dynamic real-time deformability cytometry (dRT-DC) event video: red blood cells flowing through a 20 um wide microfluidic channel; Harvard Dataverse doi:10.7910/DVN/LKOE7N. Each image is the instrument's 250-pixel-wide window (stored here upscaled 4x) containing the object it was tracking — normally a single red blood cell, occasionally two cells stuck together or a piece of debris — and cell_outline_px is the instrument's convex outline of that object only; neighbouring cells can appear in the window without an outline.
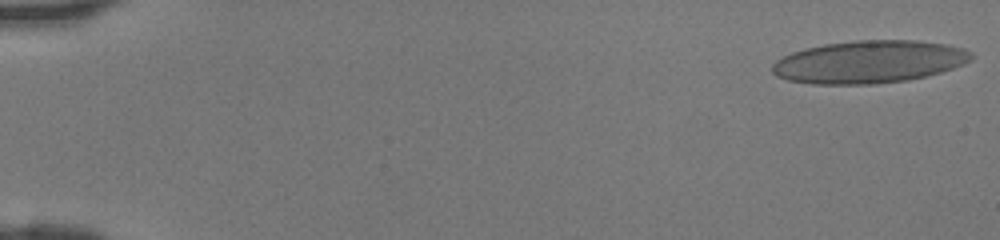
{"species": "human", "species_latin": "Homo sapiens", "temperature_condition": "room temperature", "stored_images_in_passage": 46, "camera_frame_rate_fps": 3000, "um_per_image_px": 0.085, "donor": {"sex": "female"}, "frame": {"image": 1, "passage_image": 1, "time_ms": 0.0, "image_size_px": [1000, 240], "cell_outline_px": [[972, 60], [964, 64], [940, 72], [908, 80], [872, 84], [812, 84], [788, 80], [776, 76], [772, 72], [772, 64], [776, 60], [792, 52], [804, 48], [824, 44], [856, 40], [920, 40], [948, 44], [964, 48], [972, 52]], "centroid_in_image_um": [73.88, 5.25], "position_along_channel_um": 11.1, "area_um2": 49.65}}
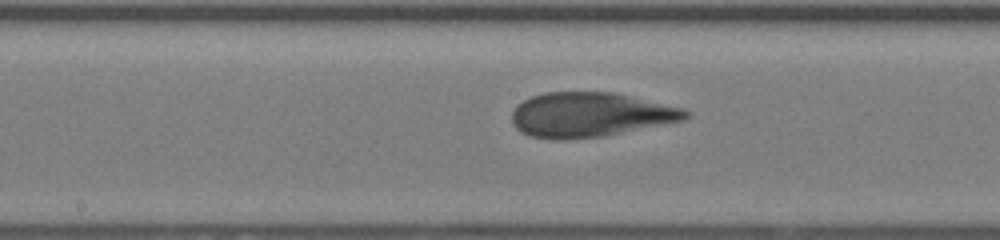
{"frame": {"image": 2, "passage_image": 25, "time_ms": 8.0, "image_size_px": [1000, 240], "cell_outline_px": [[692, 116], [684, 120], [604, 136], [560, 140], [552, 140], [528, 136], [520, 132], [512, 124], [512, 112], [516, 104], [532, 96], [544, 92], [616, 92], [684, 108], [692, 112]], "centroid_in_image_um": [50.16, 9.75], "position_along_channel_um": 198.0, "area_um2": 45.66}}
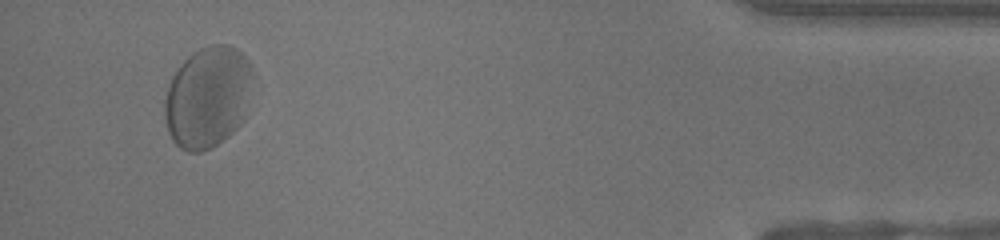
{"frame": {"image": 3, "passage_image": 44, "time_ms": 14.333, "image_size_px": [1000, 240], "cell_outline_px": [[252, 72], [244, 120], [228, 136], [212, 148], [200, 152], [188, 152], [180, 148], [172, 140], [168, 132], [164, 116], [164, 100], [172, 76], [176, 68], [192, 52], [200, 48], [212, 44], [228, 44], [236, 48], [252, 64]], "centroid_in_image_um": [17.63, 8.25], "position_along_channel_um": 417.6, "area_um2": 52.25}}